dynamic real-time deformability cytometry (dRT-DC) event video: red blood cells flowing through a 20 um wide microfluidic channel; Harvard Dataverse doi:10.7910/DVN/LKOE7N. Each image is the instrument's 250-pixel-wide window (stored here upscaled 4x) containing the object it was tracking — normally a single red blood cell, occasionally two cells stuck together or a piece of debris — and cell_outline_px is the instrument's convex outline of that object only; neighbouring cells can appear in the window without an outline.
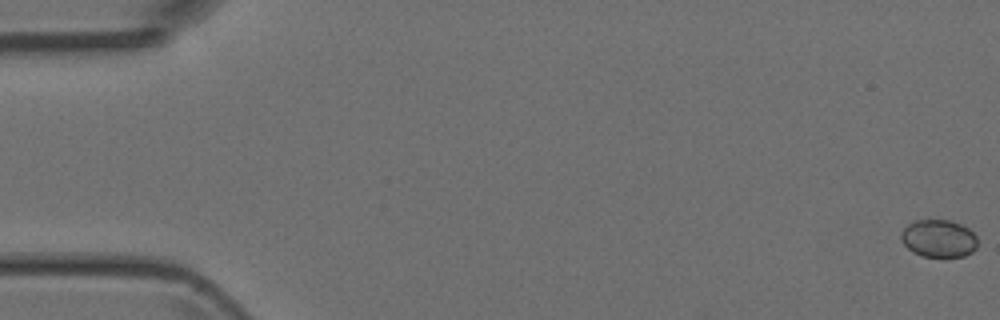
{"species": "Egyptian fruit bat (a non-hibernating species)", "species_latin": "Rousettus aegyptiacus", "temperature_condition": "room temperature", "stored_images_in_passage": 8, "camera_frame_rate_fps": 3000, "um_per_image_px": 0.085, "animal": {"sex": "female"}, "frame": {"image": 1, "passage_image": 1, "time_ms": 0.0, "image_size_px": [1000, 320], "cell_outline_px": [[976, 248], [972, 252], [964, 256], [924, 256], [912, 252], [900, 240], [900, 232], [912, 220], [928, 216], [948, 220], [960, 224], [968, 228], [976, 236]], "centroid_in_image_um": [79.73, 20.21], "position_along_channel_um": 5.3, "area_um2": 17.22}}
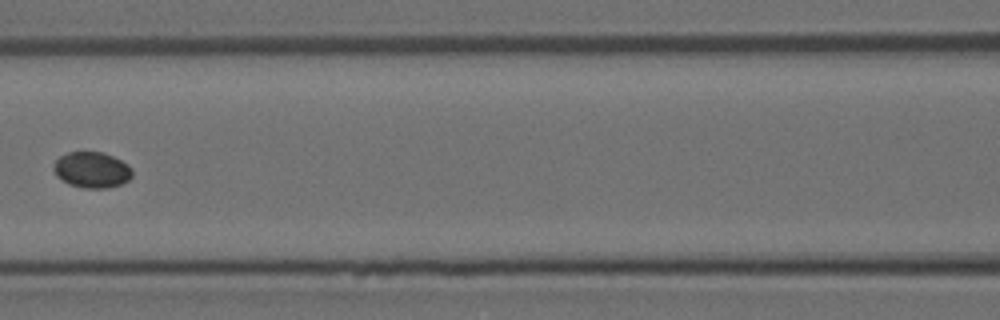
{"frame": {"image": 2, "passage_image": 7, "time_ms": 7.667, "image_size_px": [1000, 320], "cell_outline_px": [[132, 176], [128, 180], [120, 184], [108, 188], [84, 188], [68, 184], [56, 176], [52, 168], [56, 160], [60, 156], [68, 152], [104, 152], [128, 164], [132, 168]], "centroid_in_image_um": [7.79, 14.44], "position_along_channel_um": 158.8, "area_um2": 16.53}}
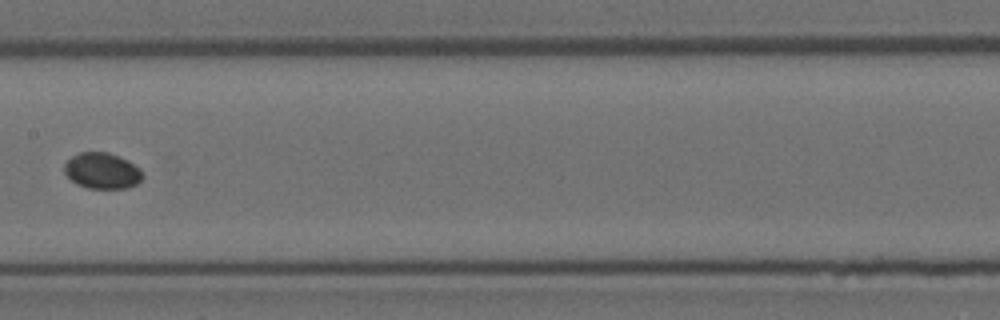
{"frame": {"image": 3, "passage_image": 8, "time_ms": 8.667, "image_size_px": [1000, 320], "cell_outline_px": [[144, 176], [136, 184], [128, 188], [88, 188], [76, 184], [64, 172], [64, 164], [72, 156], [80, 152], [108, 152], [128, 160], [140, 168]], "centroid_in_image_um": [8.69, 14.51], "position_along_channel_um": 198.7, "area_um2": 16.42}}